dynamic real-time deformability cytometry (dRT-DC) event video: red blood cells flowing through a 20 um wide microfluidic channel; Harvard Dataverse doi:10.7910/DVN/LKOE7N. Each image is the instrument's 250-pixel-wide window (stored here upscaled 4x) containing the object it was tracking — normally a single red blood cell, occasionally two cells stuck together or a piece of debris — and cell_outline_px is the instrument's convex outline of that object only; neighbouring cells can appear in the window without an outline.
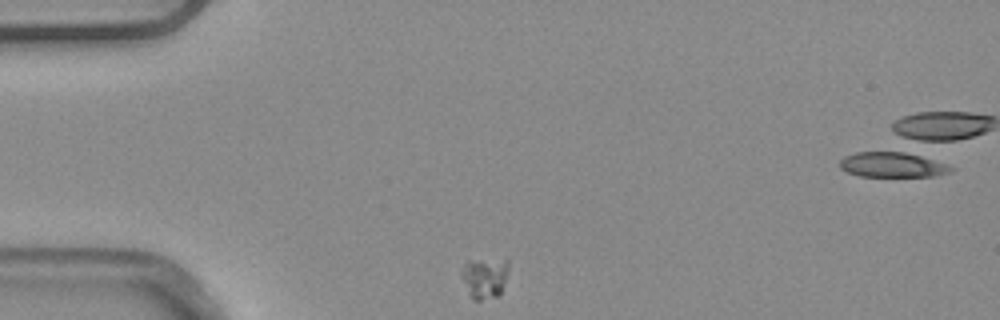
{"species": "common noctule bat (a hibernating species)", "species_latin": "Nyctalus noctula", "temperature_condition": "warm", "stored_images_in_passage": 3, "camera_frame_rate_fps": 3000, "um_per_image_px": 0.085, "animal": {"sex": "male", "body_mass_g": 20.4}, "frame": {"image": 1, "passage_image": 1, "time_ms": 0.0, "image_size_px": [1000, 320], "cell_outline_px": [[508, 268], [500, 292], [496, 296], [480, 300], [472, 300], [468, 292], [460, 272], [460, 268], [468, 260], [508, 260]], "centroid_in_image_um": [41.14, 23.6], "position_along_channel_um": 43.9, "area_um2": 10.92}}